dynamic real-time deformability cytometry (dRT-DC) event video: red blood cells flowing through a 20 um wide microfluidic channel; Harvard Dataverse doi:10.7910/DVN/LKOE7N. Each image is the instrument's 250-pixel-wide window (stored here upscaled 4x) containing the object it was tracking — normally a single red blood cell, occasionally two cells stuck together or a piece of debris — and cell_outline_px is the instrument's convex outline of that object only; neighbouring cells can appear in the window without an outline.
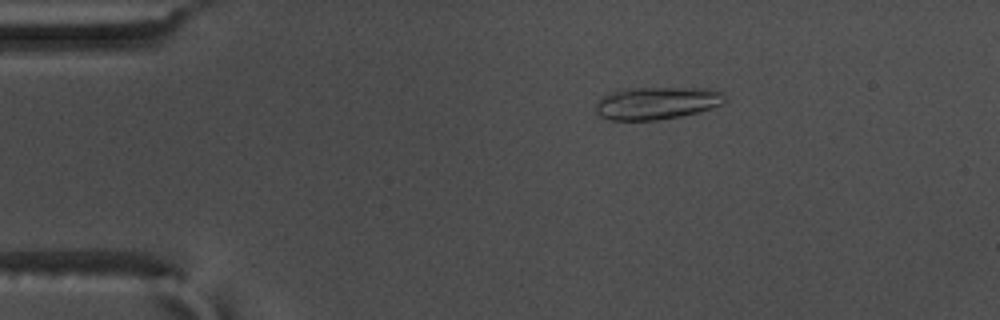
{"species": "common noctule bat (a hibernating species)", "species_latin": "Nyctalus noctula", "temperature_condition": "warm", "stored_images_in_passage": 49, "camera_frame_rate_fps": 3000, "um_per_image_px": 0.085, "animal": {"sex": "male", "body_mass_g": 17.5, "forearm_length_mm": 52.3}, "frame": {"image": 1, "passage_image": 10, "time_ms": 3.0, "image_size_px": [1000, 320], "cell_outline_px": [[728, 100], [724, 104], [700, 112], [680, 116], [656, 120], [612, 120], [600, 116], [596, 112], [596, 100], [620, 88], [704, 88], [724, 92], [728, 96]], "centroid_in_image_um": [55.88, 8.75], "position_along_channel_um": 29.1, "area_um2": 24.85}}
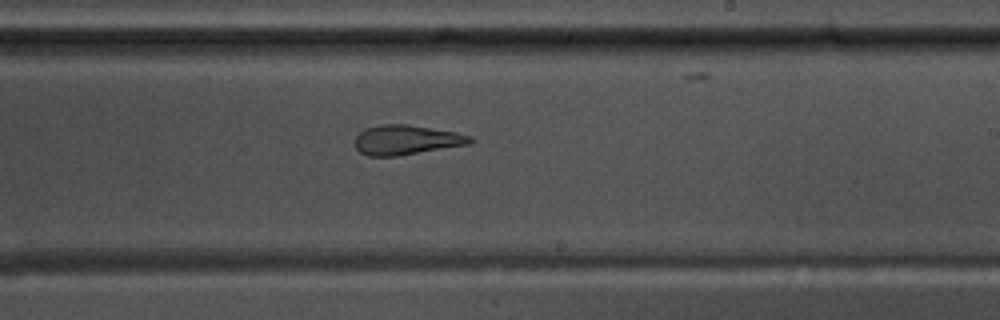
{"frame": {"image": 2, "passage_image": 33, "time_ms": 10.667, "image_size_px": [1000, 320], "cell_outline_px": [[472, 140], [468, 144], [396, 156], [368, 156], [360, 152], [356, 148], [356, 136], [364, 128], [380, 124], [408, 124], [456, 132], [472, 136]], "centroid_in_image_um": [34.5, 11.88], "position_along_channel_um": 254.5, "area_um2": 19.77}}
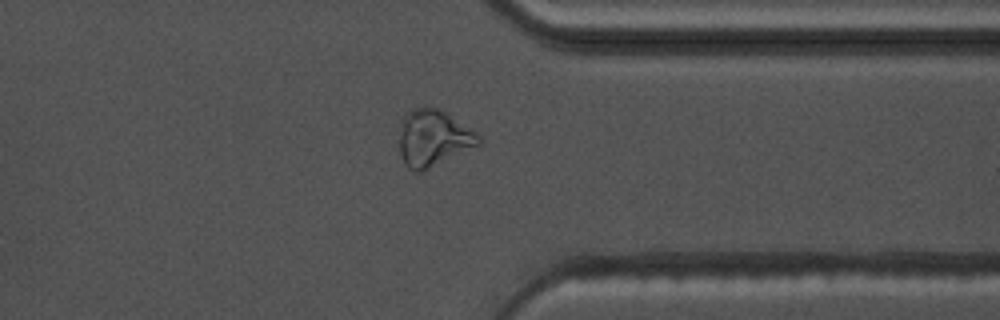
{"frame": {"image": 3, "passage_image": 43, "time_ms": 14.0, "image_size_px": [1000, 320], "cell_outline_px": [[480, 144], [420, 172], [412, 172], [408, 168], [400, 152], [400, 120], [412, 108], [440, 108], [476, 132], [480, 136]], "centroid_in_image_um": [36.81, 11.73], "position_along_channel_um": 374.6, "area_um2": 25.78}}